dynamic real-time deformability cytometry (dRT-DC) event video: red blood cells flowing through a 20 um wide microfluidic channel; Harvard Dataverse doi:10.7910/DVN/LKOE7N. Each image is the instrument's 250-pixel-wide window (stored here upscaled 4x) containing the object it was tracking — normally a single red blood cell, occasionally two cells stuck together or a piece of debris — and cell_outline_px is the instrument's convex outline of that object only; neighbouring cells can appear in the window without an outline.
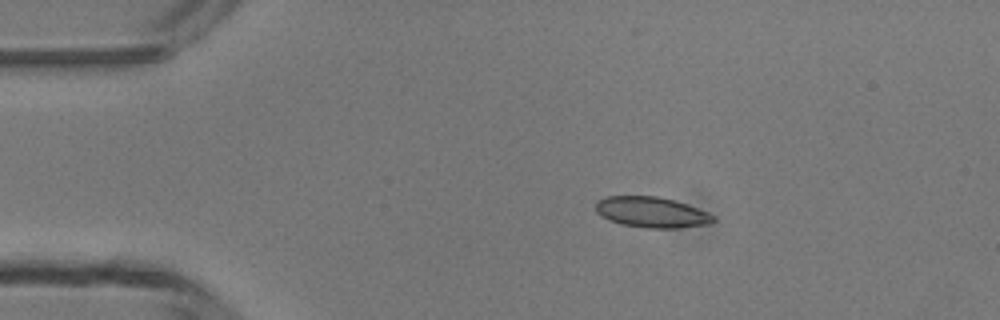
{"species": "common noctule bat (a hibernating species)", "species_latin": "Nyctalus noctula", "temperature_condition": "room temperature", "stored_images_in_passage": 4, "camera_frame_rate_fps": 3000, "um_per_image_px": 0.085, "animal": {"sex": "male", "body_mass_g": 13.3}, "frame": {"image": 1, "passage_image": 2, "time_ms": 1.333, "image_size_px": [1000, 320], "cell_outline_px": [[716, 220], [712, 224], [680, 228], [648, 228], [620, 224], [608, 220], [600, 216], [596, 212], [596, 200], [604, 196], [656, 196], [688, 204], [708, 212]], "centroid_in_image_um": [55.37, 18.04], "position_along_channel_um": 29.6, "area_um2": 21.27}}
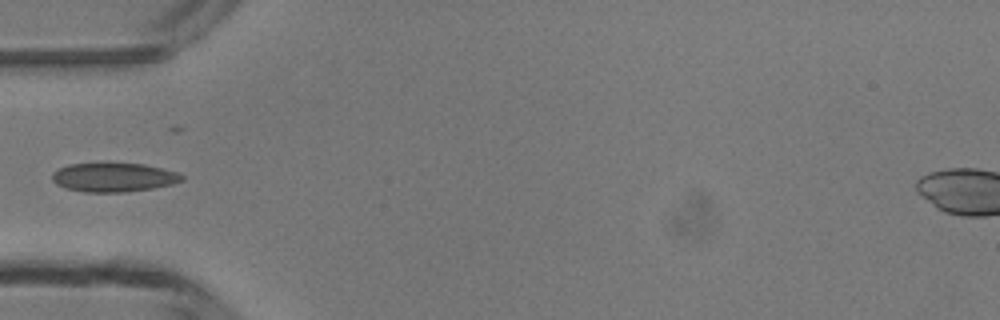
{"frame": {"image": 2, "passage_image": 4, "time_ms": 3.667, "image_size_px": [1000, 320], "cell_outline_px": [[184, 180], [172, 184], [152, 188], [124, 192], [84, 192], [64, 188], [56, 184], [52, 180], [52, 172], [68, 164], [144, 164], [176, 172], [184, 176]], "centroid_in_image_um": [9.64, 15.09], "position_along_channel_um": 75.4, "area_um2": 21.68}}